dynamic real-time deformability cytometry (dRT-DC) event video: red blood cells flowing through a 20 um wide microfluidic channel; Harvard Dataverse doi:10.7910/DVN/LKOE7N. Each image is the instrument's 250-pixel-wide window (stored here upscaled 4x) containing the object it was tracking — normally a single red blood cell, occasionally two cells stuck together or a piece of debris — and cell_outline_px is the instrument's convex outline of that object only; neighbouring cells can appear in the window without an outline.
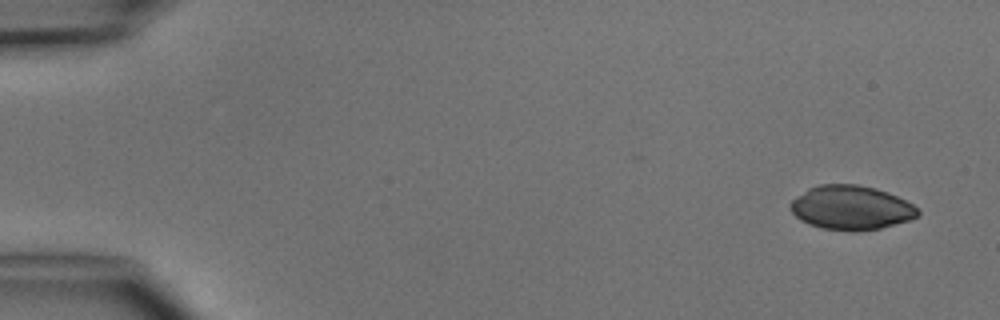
{"species": "common noctule bat (a hibernating species)", "species_latin": "Nyctalus noctula", "temperature_condition": "cold", "stored_images_in_passage": 4, "camera_frame_rate_fps": 3000, "um_per_image_px": 0.085, "animal": {"sex": "male", "body_mass_g": 15.6}, "frame": {"image": 1, "passage_image": 1, "time_ms": 0.0, "image_size_px": [1000, 320], "cell_outline_px": [[920, 212], [916, 216], [908, 220], [880, 228], [824, 228], [808, 224], [800, 220], [788, 208], [788, 204], [796, 196], [808, 188], [820, 184], [856, 184], [876, 188], [888, 192], [912, 204]], "centroid_in_image_um": [72.28, 17.6], "position_along_channel_um": 12.7, "area_um2": 31.96}}